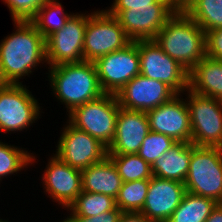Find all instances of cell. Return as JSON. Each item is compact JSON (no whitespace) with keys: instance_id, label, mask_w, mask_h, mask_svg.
Listing matches in <instances>:
<instances>
[{"instance_id":"6da1fadb","label":"cell","mask_w":222,"mask_h":222,"mask_svg":"<svg viewBox=\"0 0 222 222\" xmlns=\"http://www.w3.org/2000/svg\"><path fill=\"white\" fill-rule=\"evenodd\" d=\"M16 31L0 42V83L22 84L19 79L46 62L45 38L31 21H14Z\"/></svg>"},{"instance_id":"7a4b0ae2","label":"cell","mask_w":222,"mask_h":222,"mask_svg":"<svg viewBox=\"0 0 222 222\" xmlns=\"http://www.w3.org/2000/svg\"><path fill=\"white\" fill-rule=\"evenodd\" d=\"M154 41L188 72L206 57L205 32L183 9L167 20Z\"/></svg>"},{"instance_id":"3957f363","label":"cell","mask_w":222,"mask_h":222,"mask_svg":"<svg viewBox=\"0 0 222 222\" xmlns=\"http://www.w3.org/2000/svg\"><path fill=\"white\" fill-rule=\"evenodd\" d=\"M48 68L52 93L65 104L68 114L104 94L94 62L62 63Z\"/></svg>"},{"instance_id":"277c9868","label":"cell","mask_w":222,"mask_h":222,"mask_svg":"<svg viewBox=\"0 0 222 222\" xmlns=\"http://www.w3.org/2000/svg\"><path fill=\"white\" fill-rule=\"evenodd\" d=\"M184 185L187 192L222 203V148L192 143L189 172Z\"/></svg>"},{"instance_id":"5b68a950","label":"cell","mask_w":222,"mask_h":222,"mask_svg":"<svg viewBox=\"0 0 222 222\" xmlns=\"http://www.w3.org/2000/svg\"><path fill=\"white\" fill-rule=\"evenodd\" d=\"M116 94L104 93L100 97L74 108L67 120L75 128L87 132L107 148L115 135L119 111Z\"/></svg>"},{"instance_id":"8992f818","label":"cell","mask_w":222,"mask_h":222,"mask_svg":"<svg viewBox=\"0 0 222 222\" xmlns=\"http://www.w3.org/2000/svg\"><path fill=\"white\" fill-rule=\"evenodd\" d=\"M132 41L115 16L105 10H97L87 15L83 59L95 62L111 52L125 48Z\"/></svg>"},{"instance_id":"52a82bcc","label":"cell","mask_w":222,"mask_h":222,"mask_svg":"<svg viewBox=\"0 0 222 222\" xmlns=\"http://www.w3.org/2000/svg\"><path fill=\"white\" fill-rule=\"evenodd\" d=\"M186 91L191 143L222 148V100L203 96L189 89Z\"/></svg>"},{"instance_id":"ba28073f","label":"cell","mask_w":222,"mask_h":222,"mask_svg":"<svg viewBox=\"0 0 222 222\" xmlns=\"http://www.w3.org/2000/svg\"><path fill=\"white\" fill-rule=\"evenodd\" d=\"M170 0H158L152 6H131L128 10H106L115 16L132 41L154 40L167 20L177 11Z\"/></svg>"},{"instance_id":"9c48e42d","label":"cell","mask_w":222,"mask_h":222,"mask_svg":"<svg viewBox=\"0 0 222 222\" xmlns=\"http://www.w3.org/2000/svg\"><path fill=\"white\" fill-rule=\"evenodd\" d=\"M38 103L26 85L0 83V131L27 129L40 118Z\"/></svg>"},{"instance_id":"30bf717a","label":"cell","mask_w":222,"mask_h":222,"mask_svg":"<svg viewBox=\"0 0 222 222\" xmlns=\"http://www.w3.org/2000/svg\"><path fill=\"white\" fill-rule=\"evenodd\" d=\"M138 53L140 74L165 83L179 95L186 92L189 72L167 55L154 40L138 41Z\"/></svg>"},{"instance_id":"8fae6325","label":"cell","mask_w":222,"mask_h":222,"mask_svg":"<svg viewBox=\"0 0 222 222\" xmlns=\"http://www.w3.org/2000/svg\"><path fill=\"white\" fill-rule=\"evenodd\" d=\"M94 64L102 91L117 94L129 81L140 74L138 41L98 58Z\"/></svg>"},{"instance_id":"7c38bea8","label":"cell","mask_w":222,"mask_h":222,"mask_svg":"<svg viewBox=\"0 0 222 222\" xmlns=\"http://www.w3.org/2000/svg\"><path fill=\"white\" fill-rule=\"evenodd\" d=\"M87 14L74 13L65 26L45 39L46 64L49 67L62 64L82 62Z\"/></svg>"},{"instance_id":"4fadbf2b","label":"cell","mask_w":222,"mask_h":222,"mask_svg":"<svg viewBox=\"0 0 222 222\" xmlns=\"http://www.w3.org/2000/svg\"><path fill=\"white\" fill-rule=\"evenodd\" d=\"M66 123L55 151L63 162L82 171L107 156V147L98 139Z\"/></svg>"},{"instance_id":"5bb4252c","label":"cell","mask_w":222,"mask_h":222,"mask_svg":"<svg viewBox=\"0 0 222 222\" xmlns=\"http://www.w3.org/2000/svg\"><path fill=\"white\" fill-rule=\"evenodd\" d=\"M176 95L165 83L139 74L129 81L116 97L119 106L125 109L147 112L169 102Z\"/></svg>"},{"instance_id":"9a60e30c","label":"cell","mask_w":222,"mask_h":222,"mask_svg":"<svg viewBox=\"0 0 222 222\" xmlns=\"http://www.w3.org/2000/svg\"><path fill=\"white\" fill-rule=\"evenodd\" d=\"M177 94L172 100L146 112L151 131L176 142L191 143L190 116L186 100ZM180 97V98H179Z\"/></svg>"},{"instance_id":"2e32d148","label":"cell","mask_w":222,"mask_h":222,"mask_svg":"<svg viewBox=\"0 0 222 222\" xmlns=\"http://www.w3.org/2000/svg\"><path fill=\"white\" fill-rule=\"evenodd\" d=\"M50 157L42 174L45 191L62 208H68L82 192L81 170L63 162L58 156Z\"/></svg>"},{"instance_id":"e0dca14e","label":"cell","mask_w":222,"mask_h":222,"mask_svg":"<svg viewBox=\"0 0 222 222\" xmlns=\"http://www.w3.org/2000/svg\"><path fill=\"white\" fill-rule=\"evenodd\" d=\"M150 132L146 112L129 110L120 106L115 135L107 148V155L135 154Z\"/></svg>"},{"instance_id":"ac0fdd59","label":"cell","mask_w":222,"mask_h":222,"mask_svg":"<svg viewBox=\"0 0 222 222\" xmlns=\"http://www.w3.org/2000/svg\"><path fill=\"white\" fill-rule=\"evenodd\" d=\"M186 193L184 183L152 176L140 213L155 222H166Z\"/></svg>"},{"instance_id":"d6986e66","label":"cell","mask_w":222,"mask_h":222,"mask_svg":"<svg viewBox=\"0 0 222 222\" xmlns=\"http://www.w3.org/2000/svg\"><path fill=\"white\" fill-rule=\"evenodd\" d=\"M81 178L82 191L100 193L115 199L123 184L114 163L108 156L82 170Z\"/></svg>"},{"instance_id":"ffe728a7","label":"cell","mask_w":222,"mask_h":222,"mask_svg":"<svg viewBox=\"0 0 222 222\" xmlns=\"http://www.w3.org/2000/svg\"><path fill=\"white\" fill-rule=\"evenodd\" d=\"M188 89L222 100V61L205 57L188 74Z\"/></svg>"},{"instance_id":"44dd1931","label":"cell","mask_w":222,"mask_h":222,"mask_svg":"<svg viewBox=\"0 0 222 222\" xmlns=\"http://www.w3.org/2000/svg\"><path fill=\"white\" fill-rule=\"evenodd\" d=\"M192 143L177 142L151 166L152 175L184 183L190 166Z\"/></svg>"},{"instance_id":"7402d4cb","label":"cell","mask_w":222,"mask_h":222,"mask_svg":"<svg viewBox=\"0 0 222 222\" xmlns=\"http://www.w3.org/2000/svg\"><path fill=\"white\" fill-rule=\"evenodd\" d=\"M218 203L210 198L187 192L166 222H206Z\"/></svg>"},{"instance_id":"603a6c76","label":"cell","mask_w":222,"mask_h":222,"mask_svg":"<svg viewBox=\"0 0 222 222\" xmlns=\"http://www.w3.org/2000/svg\"><path fill=\"white\" fill-rule=\"evenodd\" d=\"M183 10L204 32L222 27V0H190Z\"/></svg>"},{"instance_id":"cb8c5ba5","label":"cell","mask_w":222,"mask_h":222,"mask_svg":"<svg viewBox=\"0 0 222 222\" xmlns=\"http://www.w3.org/2000/svg\"><path fill=\"white\" fill-rule=\"evenodd\" d=\"M71 15L72 13L64 12L63 6L58 0H48L38 10L31 22L46 39L55 31L63 28Z\"/></svg>"},{"instance_id":"d4e9b609","label":"cell","mask_w":222,"mask_h":222,"mask_svg":"<svg viewBox=\"0 0 222 222\" xmlns=\"http://www.w3.org/2000/svg\"><path fill=\"white\" fill-rule=\"evenodd\" d=\"M116 207V199L111 196L82 191L68 208L77 216L92 217Z\"/></svg>"},{"instance_id":"484cf974","label":"cell","mask_w":222,"mask_h":222,"mask_svg":"<svg viewBox=\"0 0 222 222\" xmlns=\"http://www.w3.org/2000/svg\"><path fill=\"white\" fill-rule=\"evenodd\" d=\"M107 156L114 163L123 182L149 180L153 176L151 165L137 153Z\"/></svg>"},{"instance_id":"4316f807","label":"cell","mask_w":222,"mask_h":222,"mask_svg":"<svg viewBox=\"0 0 222 222\" xmlns=\"http://www.w3.org/2000/svg\"><path fill=\"white\" fill-rule=\"evenodd\" d=\"M148 188L149 180L123 182L116 197V206L122 212H140L144 206Z\"/></svg>"},{"instance_id":"83f0119b","label":"cell","mask_w":222,"mask_h":222,"mask_svg":"<svg viewBox=\"0 0 222 222\" xmlns=\"http://www.w3.org/2000/svg\"><path fill=\"white\" fill-rule=\"evenodd\" d=\"M35 162L33 153L8 145L0 140V181L6 176L18 173L24 167Z\"/></svg>"},{"instance_id":"f1b7e54d","label":"cell","mask_w":222,"mask_h":222,"mask_svg":"<svg viewBox=\"0 0 222 222\" xmlns=\"http://www.w3.org/2000/svg\"><path fill=\"white\" fill-rule=\"evenodd\" d=\"M176 143L173 138L150 130L137 154L152 166L157 159Z\"/></svg>"},{"instance_id":"f546056e","label":"cell","mask_w":222,"mask_h":222,"mask_svg":"<svg viewBox=\"0 0 222 222\" xmlns=\"http://www.w3.org/2000/svg\"><path fill=\"white\" fill-rule=\"evenodd\" d=\"M48 0H3L13 21H31Z\"/></svg>"},{"instance_id":"4dcf8cb0","label":"cell","mask_w":222,"mask_h":222,"mask_svg":"<svg viewBox=\"0 0 222 222\" xmlns=\"http://www.w3.org/2000/svg\"><path fill=\"white\" fill-rule=\"evenodd\" d=\"M206 56L222 61V27L205 32Z\"/></svg>"},{"instance_id":"1f68e13d","label":"cell","mask_w":222,"mask_h":222,"mask_svg":"<svg viewBox=\"0 0 222 222\" xmlns=\"http://www.w3.org/2000/svg\"><path fill=\"white\" fill-rule=\"evenodd\" d=\"M67 211H70V216L64 219L62 222H118L122 211L116 207L113 210L106 211L102 214L92 217H83L75 215L69 208H66Z\"/></svg>"},{"instance_id":"d6a6232c","label":"cell","mask_w":222,"mask_h":222,"mask_svg":"<svg viewBox=\"0 0 222 222\" xmlns=\"http://www.w3.org/2000/svg\"><path fill=\"white\" fill-rule=\"evenodd\" d=\"M158 0H114L107 10H128L131 6H152Z\"/></svg>"},{"instance_id":"836d02e7","label":"cell","mask_w":222,"mask_h":222,"mask_svg":"<svg viewBox=\"0 0 222 222\" xmlns=\"http://www.w3.org/2000/svg\"><path fill=\"white\" fill-rule=\"evenodd\" d=\"M118 222H155L140 212H123Z\"/></svg>"},{"instance_id":"e575fe53","label":"cell","mask_w":222,"mask_h":222,"mask_svg":"<svg viewBox=\"0 0 222 222\" xmlns=\"http://www.w3.org/2000/svg\"><path fill=\"white\" fill-rule=\"evenodd\" d=\"M206 222H222V203L216 205Z\"/></svg>"},{"instance_id":"d590c367","label":"cell","mask_w":222,"mask_h":222,"mask_svg":"<svg viewBox=\"0 0 222 222\" xmlns=\"http://www.w3.org/2000/svg\"><path fill=\"white\" fill-rule=\"evenodd\" d=\"M178 9H183L190 0H170Z\"/></svg>"},{"instance_id":"8d00e7d4","label":"cell","mask_w":222,"mask_h":222,"mask_svg":"<svg viewBox=\"0 0 222 222\" xmlns=\"http://www.w3.org/2000/svg\"><path fill=\"white\" fill-rule=\"evenodd\" d=\"M0 222H9V221H7V220H3V219H0Z\"/></svg>"}]
</instances>
